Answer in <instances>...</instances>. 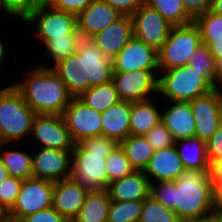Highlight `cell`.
<instances>
[{
    "label": "cell",
    "mask_w": 222,
    "mask_h": 222,
    "mask_svg": "<svg viewBox=\"0 0 222 222\" xmlns=\"http://www.w3.org/2000/svg\"><path fill=\"white\" fill-rule=\"evenodd\" d=\"M150 183L154 200L173 210L180 220L215 216L213 212L212 173L184 169L176 181Z\"/></svg>",
    "instance_id": "1"
},
{
    "label": "cell",
    "mask_w": 222,
    "mask_h": 222,
    "mask_svg": "<svg viewBox=\"0 0 222 222\" xmlns=\"http://www.w3.org/2000/svg\"><path fill=\"white\" fill-rule=\"evenodd\" d=\"M13 84L36 114L61 115L72 99L64 82L51 68H36L23 82Z\"/></svg>",
    "instance_id": "2"
},
{
    "label": "cell",
    "mask_w": 222,
    "mask_h": 222,
    "mask_svg": "<svg viewBox=\"0 0 222 222\" xmlns=\"http://www.w3.org/2000/svg\"><path fill=\"white\" fill-rule=\"evenodd\" d=\"M117 145L114 139L103 135L77 143L72 150L71 177L89 191L106 189V158Z\"/></svg>",
    "instance_id": "3"
},
{
    "label": "cell",
    "mask_w": 222,
    "mask_h": 222,
    "mask_svg": "<svg viewBox=\"0 0 222 222\" xmlns=\"http://www.w3.org/2000/svg\"><path fill=\"white\" fill-rule=\"evenodd\" d=\"M157 93L171 101L189 102L217 88L216 79L208 71H197L184 65L170 70H161Z\"/></svg>",
    "instance_id": "4"
},
{
    "label": "cell",
    "mask_w": 222,
    "mask_h": 222,
    "mask_svg": "<svg viewBox=\"0 0 222 222\" xmlns=\"http://www.w3.org/2000/svg\"><path fill=\"white\" fill-rule=\"evenodd\" d=\"M35 115L13 85L0 89V144L29 135Z\"/></svg>",
    "instance_id": "5"
},
{
    "label": "cell",
    "mask_w": 222,
    "mask_h": 222,
    "mask_svg": "<svg viewBox=\"0 0 222 222\" xmlns=\"http://www.w3.org/2000/svg\"><path fill=\"white\" fill-rule=\"evenodd\" d=\"M201 45L200 31L194 22L172 26L165 43L158 50L159 71L188 65Z\"/></svg>",
    "instance_id": "6"
},
{
    "label": "cell",
    "mask_w": 222,
    "mask_h": 222,
    "mask_svg": "<svg viewBox=\"0 0 222 222\" xmlns=\"http://www.w3.org/2000/svg\"><path fill=\"white\" fill-rule=\"evenodd\" d=\"M54 182L30 177L23 180L13 208L6 214L9 222H19L35 212L52 207Z\"/></svg>",
    "instance_id": "7"
},
{
    "label": "cell",
    "mask_w": 222,
    "mask_h": 222,
    "mask_svg": "<svg viewBox=\"0 0 222 222\" xmlns=\"http://www.w3.org/2000/svg\"><path fill=\"white\" fill-rule=\"evenodd\" d=\"M36 20V39L46 43L53 38L73 35L77 31V15L54 8L32 11L22 21L31 23Z\"/></svg>",
    "instance_id": "8"
},
{
    "label": "cell",
    "mask_w": 222,
    "mask_h": 222,
    "mask_svg": "<svg viewBox=\"0 0 222 222\" xmlns=\"http://www.w3.org/2000/svg\"><path fill=\"white\" fill-rule=\"evenodd\" d=\"M61 116L76 144L86 138L101 135V113L87 106L78 97H72Z\"/></svg>",
    "instance_id": "9"
},
{
    "label": "cell",
    "mask_w": 222,
    "mask_h": 222,
    "mask_svg": "<svg viewBox=\"0 0 222 222\" xmlns=\"http://www.w3.org/2000/svg\"><path fill=\"white\" fill-rule=\"evenodd\" d=\"M112 82L120 101L140 102L157 93L158 76L150 70L113 72Z\"/></svg>",
    "instance_id": "10"
},
{
    "label": "cell",
    "mask_w": 222,
    "mask_h": 222,
    "mask_svg": "<svg viewBox=\"0 0 222 222\" xmlns=\"http://www.w3.org/2000/svg\"><path fill=\"white\" fill-rule=\"evenodd\" d=\"M133 36L157 51L165 43L172 24L147 4H143L132 16Z\"/></svg>",
    "instance_id": "11"
},
{
    "label": "cell",
    "mask_w": 222,
    "mask_h": 222,
    "mask_svg": "<svg viewBox=\"0 0 222 222\" xmlns=\"http://www.w3.org/2000/svg\"><path fill=\"white\" fill-rule=\"evenodd\" d=\"M195 119V137L207 141L222 124V102L218 89L189 101Z\"/></svg>",
    "instance_id": "12"
},
{
    "label": "cell",
    "mask_w": 222,
    "mask_h": 222,
    "mask_svg": "<svg viewBox=\"0 0 222 222\" xmlns=\"http://www.w3.org/2000/svg\"><path fill=\"white\" fill-rule=\"evenodd\" d=\"M31 134L44 148L73 150L76 145L61 115L36 114Z\"/></svg>",
    "instance_id": "13"
},
{
    "label": "cell",
    "mask_w": 222,
    "mask_h": 222,
    "mask_svg": "<svg viewBox=\"0 0 222 222\" xmlns=\"http://www.w3.org/2000/svg\"><path fill=\"white\" fill-rule=\"evenodd\" d=\"M112 61L113 72L150 70L157 76L156 71H159L158 51L134 36Z\"/></svg>",
    "instance_id": "14"
},
{
    "label": "cell",
    "mask_w": 222,
    "mask_h": 222,
    "mask_svg": "<svg viewBox=\"0 0 222 222\" xmlns=\"http://www.w3.org/2000/svg\"><path fill=\"white\" fill-rule=\"evenodd\" d=\"M72 150L42 147L32 156L33 177L49 181H61L71 177Z\"/></svg>",
    "instance_id": "15"
},
{
    "label": "cell",
    "mask_w": 222,
    "mask_h": 222,
    "mask_svg": "<svg viewBox=\"0 0 222 222\" xmlns=\"http://www.w3.org/2000/svg\"><path fill=\"white\" fill-rule=\"evenodd\" d=\"M51 68L64 82L68 93L72 97H79L90 88V80H86L85 50L80 46L76 53L58 62Z\"/></svg>",
    "instance_id": "16"
},
{
    "label": "cell",
    "mask_w": 222,
    "mask_h": 222,
    "mask_svg": "<svg viewBox=\"0 0 222 222\" xmlns=\"http://www.w3.org/2000/svg\"><path fill=\"white\" fill-rule=\"evenodd\" d=\"M89 190L72 177L54 182L52 207L67 221L77 216Z\"/></svg>",
    "instance_id": "17"
},
{
    "label": "cell",
    "mask_w": 222,
    "mask_h": 222,
    "mask_svg": "<svg viewBox=\"0 0 222 222\" xmlns=\"http://www.w3.org/2000/svg\"><path fill=\"white\" fill-rule=\"evenodd\" d=\"M122 16L103 0H93L77 15V31L84 38H91Z\"/></svg>",
    "instance_id": "18"
},
{
    "label": "cell",
    "mask_w": 222,
    "mask_h": 222,
    "mask_svg": "<svg viewBox=\"0 0 222 222\" xmlns=\"http://www.w3.org/2000/svg\"><path fill=\"white\" fill-rule=\"evenodd\" d=\"M132 37V18L122 15L91 38L107 58L113 59Z\"/></svg>",
    "instance_id": "19"
},
{
    "label": "cell",
    "mask_w": 222,
    "mask_h": 222,
    "mask_svg": "<svg viewBox=\"0 0 222 222\" xmlns=\"http://www.w3.org/2000/svg\"><path fill=\"white\" fill-rule=\"evenodd\" d=\"M79 46L85 50L86 80H90V87L111 82L112 59L104 55L92 38L82 37Z\"/></svg>",
    "instance_id": "20"
},
{
    "label": "cell",
    "mask_w": 222,
    "mask_h": 222,
    "mask_svg": "<svg viewBox=\"0 0 222 222\" xmlns=\"http://www.w3.org/2000/svg\"><path fill=\"white\" fill-rule=\"evenodd\" d=\"M106 191L112 201L145 200L150 193V182L144 171H134L119 180L110 182Z\"/></svg>",
    "instance_id": "21"
},
{
    "label": "cell",
    "mask_w": 222,
    "mask_h": 222,
    "mask_svg": "<svg viewBox=\"0 0 222 222\" xmlns=\"http://www.w3.org/2000/svg\"><path fill=\"white\" fill-rule=\"evenodd\" d=\"M184 169L175 145H173L168 148L155 150L144 173L150 183L152 182L151 175L156 181H176Z\"/></svg>",
    "instance_id": "22"
},
{
    "label": "cell",
    "mask_w": 222,
    "mask_h": 222,
    "mask_svg": "<svg viewBox=\"0 0 222 222\" xmlns=\"http://www.w3.org/2000/svg\"><path fill=\"white\" fill-rule=\"evenodd\" d=\"M172 102L173 105L161 114V121L171 132L174 141L195 137V119L189 102Z\"/></svg>",
    "instance_id": "23"
},
{
    "label": "cell",
    "mask_w": 222,
    "mask_h": 222,
    "mask_svg": "<svg viewBox=\"0 0 222 222\" xmlns=\"http://www.w3.org/2000/svg\"><path fill=\"white\" fill-rule=\"evenodd\" d=\"M131 102L119 101L101 113V135L118 144L130 135Z\"/></svg>",
    "instance_id": "24"
},
{
    "label": "cell",
    "mask_w": 222,
    "mask_h": 222,
    "mask_svg": "<svg viewBox=\"0 0 222 222\" xmlns=\"http://www.w3.org/2000/svg\"><path fill=\"white\" fill-rule=\"evenodd\" d=\"M174 145L185 169H197L204 173H211L212 167L207 158L205 141L198 137H188L175 141ZM178 146H182L181 149Z\"/></svg>",
    "instance_id": "25"
},
{
    "label": "cell",
    "mask_w": 222,
    "mask_h": 222,
    "mask_svg": "<svg viewBox=\"0 0 222 222\" xmlns=\"http://www.w3.org/2000/svg\"><path fill=\"white\" fill-rule=\"evenodd\" d=\"M130 135L145 136L161 121V113L151 99L131 102Z\"/></svg>",
    "instance_id": "26"
},
{
    "label": "cell",
    "mask_w": 222,
    "mask_h": 222,
    "mask_svg": "<svg viewBox=\"0 0 222 222\" xmlns=\"http://www.w3.org/2000/svg\"><path fill=\"white\" fill-rule=\"evenodd\" d=\"M110 202L106 189L89 191L72 222H107Z\"/></svg>",
    "instance_id": "27"
},
{
    "label": "cell",
    "mask_w": 222,
    "mask_h": 222,
    "mask_svg": "<svg viewBox=\"0 0 222 222\" xmlns=\"http://www.w3.org/2000/svg\"><path fill=\"white\" fill-rule=\"evenodd\" d=\"M119 145L135 171H144L155 151L145 136L129 135Z\"/></svg>",
    "instance_id": "28"
},
{
    "label": "cell",
    "mask_w": 222,
    "mask_h": 222,
    "mask_svg": "<svg viewBox=\"0 0 222 222\" xmlns=\"http://www.w3.org/2000/svg\"><path fill=\"white\" fill-rule=\"evenodd\" d=\"M87 106L103 113L110 106L117 104L120 99L113 82L92 86L78 97Z\"/></svg>",
    "instance_id": "29"
},
{
    "label": "cell",
    "mask_w": 222,
    "mask_h": 222,
    "mask_svg": "<svg viewBox=\"0 0 222 222\" xmlns=\"http://www.w3.org/2000/svg\"><path fill=\"white\" fill-rule=\"evenodd\" d=\"M5 146V143L0 144ZM0 160L8 170L9 176L19 178L21 180L33 177L32 173V156L26 152L20 150H5L1 151L0 148Z\"/></svg>",
    "instance_id": "30"
},
{
    "label": "cell",
    "mask_w": 222,
    "mask_h": 222,
    "mask_svg": "<svg viewBox=\"0 0 222 222\" xmlns=\"http://www.w3.org/2000/svg\"><path fill=\"white\" fill-rule=\"evenodd\" d=\"M173 26L185 25L194 20L186 13L182 0H144Z\"/></svg>",
    "instance_id": "31"
},
{
    "label": "cell",
    "mask_w": 222,
    "mask_h": 222,
    "mask_svg": "<svg viewBox=\"0 0 222 222\" xmlns=\"http://www.w3.org/2000/svg\"><path fill=\"white\" fill-rule=\"evenodd\" d=\"M82 36L76 31L73 35H65V37L53 38L48 40L45 45L48 56L57 64L66 59L73 53H76Z\"/></svg>",
    "instance_id": "32"
},
{
    "label": "cell",
    "mask_w": 222,
    "mask_h": 222,
    "mask_svg": "<svg viewBox=\"0 0 222 222\" xmlns=\"http://www.w3.org/2000/svg\"><path fill=\"white\" fill-rule=\"evenodd\" d=\"M143 200L110 202L107 222H139Z\"/></svg>",
    "instance_id": "33"
},
{
    "label": "cell",
    "mask_w": 222,
    "mask_h": 222,
    "mask_svg": "<svg viewBox=\"0 0 222 222\" xmlns=\"http://www.w3.org/2000/svg\"><path fill=\"white\" fill-rule=\"evenodd\" d=\"M139 222H180L177 214L148 196L143 200Z\"/></svg>",
    "instance_id": "34"
},
{
    "label": "cell",
    "mask_w": 222,
    "mask_h": 222,
    "mask_svg": "<svg viewBox=\"0 0 222 222\" xmlns=\"http://www.w3.org/2000/svg\"><path fill=\"white\" fill-rule=\"evenodd\" d=\"M106 168L108 172V184L135 171L119 144L106 158Z\"/></svg>",
    "instance_id": "35"
},
{
    "label": "cell",
    "mask_w": 222,
    "mask_h": 222,
    "mask_svg": "<svg viewBox=\"0 0 222 222\" xmlns=\"http://www.w3.org/2000/svg\"><path fill=\"white\" fill-rule=\"evenodd\" d=\"M193 22L198 26L201 39L222 40V16L209 10Z\"/></svg>",
    "instance_id": "36"
},
{
    "label": "cell",
    "mask_w": 222,
    "mask_h": 222,
    "mask_svg": "<svg viewBox=\"0 0 222 222\" xmlns=\"http://www.w3.org/2000/svg\"><path fill=\"white\" fill-rule=\"evenodd\" d=\"M23 180L8 176L0 184V208L7 214L14 206Z\"/></svg>",
    "instance_id": "37"
},
{
    "label": "cell",
    "mask_w": 222,
    "mask_h": 222,
    "mask_svg": "<svg viewBox=\"0 0 222 222\" xmlns=\"http://www.w3.org/2000/svg\"><path fill=\"white\" fill-rule=\"evenodd\" d=\"M217 62V59L210 53L209 48L203 44L194 52L188 65L197 71H208L216 79L217 83Z\"/></svg>",
    "instance_id": "38"
},
{
    "label": "cell",
    "mask_w": 222,
    "mask_h": 222,
    "mask_svg": "<svg viewBox=\"0 0 222 222\" xmlns=\"http://www.w3.org/2000/svg\"><path fill=\"white\" fill-rule=\"evenodd\" d=\"M146 140L153 146L154 150L168 148L174 145V139L169 129L160 121L145 135Z\"/></svg>",
    "instance_id": "39"
},
{
    "label": "cell",
    "mask_w": 222,
    "mask_h": 222,
    "mask_svg": "<svg viewBox=\"0 0 222 222\" xmlns=\"http://www.w3.org/2000/svg\"><path fill=\"white\" fill-rule=\"evenodd\" d=\"M54 0H12L13 16L23 20L32 11L51 8Z\"/></svg>",
    "instance_id": "40"
},
{
    "label": "cell",
    "mask_w": 222,
    "mask_h": 222,
    "mask_svg": "<svg viewBox=\"0 0 222 222\" xmlns=\"http://www.w3.org/2000/svg\"><path fill=\"white\" fill-rule=\"evenodd\" d=\"M206 153L211 167L222 159V124L206 141Z\"/></svg>",
    "instance_id": "41"
},
{
    "label": "cell",
    "mask_w": 222,
    "mask_h": 222,
    "mask_svg": "<svg viewBox=\"0 0 222 222\" xmlns=\"http://www.w3.org/2000/svg\"><path fill=\"white\" fill-rule=\"evenodd\" d=\"M19 222H69L53 207L41 210L22 218Z\"/></svg>",
    "instance_id": "42"
},
{
    "label": "cell",
    "mask_w": 222,
    "mask_h": 222,
    "mask_svg": "<svg viewBox=\"0 0 222 222\" xmlns=\"http://www.w3.org/2000/svg\"><path fill=\"white\" fill-rule=\"evenodd\" d=\"M92 1L93 0H54L52 8L78 15L89 6Z\"/></svg>",
    "instance_id": "43"
},
{
    "label": "cell",
    "mask_w": 222,
    "mask_h": 222,
    "mask_svg": "<svg viewBox=\"0 0 222 222\" xmlns=\"http://www.w3.org/2000/svg\"><path fill=\"white\" fill-rule=\"evenodd\" d=\"M122 15L132 16L143 4L144 0H103Z\"/></svg>",
    "instance_id": "44"
},
{
    "label": "cell",
    "mask_w": 222,
    "mask_h": 222,
    "mask_svg": "<svg viewBox=\"0 0 222 222\" xmlns=\"http://www.w3.org/2000/svg\"><path fill=\"white\" fill-rule=\"evenodd\" d=\"M186 13L195 20L211 8L212 0H182Z\"/></svg>",
    "instance_id": "45"
},
{
    "label": "cell",
    "mask_w": 222,
    "mask_h": 222,
    "mask_svg": "<svg viewBox=\"0 0 222 222\" xmlns=\"http://www.w3.org/2000/svg\"><path fill=\"white\" fill-rule=\"evenodd\" d=\"M202 43L206 45L212 56L217 59V82L222 78V40L202 39Z\"/></svg>",
    "instance_id": "46"
},
{
    "label": "cell",
    "mask_w": 222,
    "mask_h": 222,
    "mask_svg": "<svg viewBox=\"0 0 222 222\" xmlns=\"http://www.w3.org/2000/svg\"><path fill=\"white\" fill-rule=\"evenodd\" d=\"M213 212L217 217L222 213V177H212Z\"/></svg>",
    "instance_id": "47"
},
{
    "label": "cell",
    "mask_w": 222,
    "mask_h": 222,
    "mask_svg": "<svg viewBox=\"0 0 222 222\" xmlns=\"http://www.w3.org/2000/svg\"><path fill=\"white\" fill-rule=\"evenodd\" d=\"M210 11L222 16V0H212Z\"/></svg>",
    "instance_id": "48"
},
{
    "label": "cell",
    "mask_w": 222,
    "mask_h": 222,
    "mask_svg": "<svg viewBox=\"0 0 222 222\" xmlns=\"http://www.w3.org/2000/svg\"><path fill=\"white\" fill-rule=\"evenodd\" d=\"M180 222H217L216 216H206L203 218L183 219Z\"/></svg>",
    "instance_id": "49"
},
{
    "label": "cell",
    "mask_w": 222,
    "mask_h": 222,
    "mask_svg": "<svg viewBox=\"0 0 222 222\" xmlns=\"http://www.w3.org/2000/svg\"><path fill=\"white\" fill-rule=\"evenodd\" d=\"M1 9L13 16L12 0H0V11Z\"/></svg>",
    "instance_id": "50"
},
{
    "label": "cell",
    "mask_w": 222,
    "mask_h": 222,
    "mask_svg": "<svg viewBox=\"0 0 222 222\" xmlns=\"http://www.w3.org/2000/svg\"><path fill=\"white\" fill-rule=\"evenodd\" d=\"M212 177H222V159L212 167Z\"/></svg>",
    "instance_id": "51"
},
{
    "label": "cell",
    "mask_w": 222,
    "mask_h": 222,
    "mask_svg": "<svg viewBox=\"0 0 222 222\" xmlns=\"http://www.w3.org/2000/svg\"><path fill=\"white\" fill-rule=\"evenodd\" d=\"M9 176L8 170L0 160V184Z\"/></svg>",
    "instance_id": "52"
},
{
    "label": "cell",
    "mask_w": 222,
    "mask_h": 222,
    "mask_svg": "<svg viewBox=\"0 0 222 222\" xmlns=\"http://www.w3.org/2000/svg\"><path fill=\"white\" fill-rule=\"evenodd\" d=\"M5 54V45L3 41L0 40V64H2Z\"/></svg>",
    "instance_id": "53"
},
{
    "label": "cell",
    "mask_w": 222,
    "mask_h": 222,
    "mask_svg": "<svg viewBox=\"0 0 222 222\" xmlns=\"http://www.w3.org/2000/svg\"><path fill=\"white\" fill-rule=\"evenodd\" d=\"M0 222H9L6 213L0 208Z\"/></svg>",
    "instance_id": "54"
},
{
    "label": "cell",
    "mask_w": 222,
    "mask_h": 222,
    "mask_svg": "<svg viewBox=\"0 0 222 222\" xmlns=\"http://www.w3.org/2000/svg\"><path fill=\"white\" fill-rule=\"evenodd\" d=\"M217 222H222V213H220L217 217Z\"/></svg>",
    "instance_id": "55"
},
{
    "label": "cell",
    "mask_w": 222,
    "mask_h": 222,
    "mask_svg": "<svg viewBox=\"0 0 222 222\" xmlns=\"http://www.w3.org/2000/svg\"><path fill=\"white\" fill-rule=\"evenodd\" d=\"M217 88H219V85L222 86V78L217 82Z\"/></svg>",
    "instance_id": "56"
},
{
    "label": "cell",
    "mask_w": 222,
    "mask_h": 222,
    "mask_svg": "<svg viewBox=\"0 0 222 222\" xmlns=\"http://www.w3.org/2000/svg\"><path fill=\"white\" fill-rule=\"evenodd\" d=\"M218 89V92H219V95H220V98H221V102H222V91L220 88H217Z\"/></svg>",
    "instance_id": "57"
}]
</instances>
